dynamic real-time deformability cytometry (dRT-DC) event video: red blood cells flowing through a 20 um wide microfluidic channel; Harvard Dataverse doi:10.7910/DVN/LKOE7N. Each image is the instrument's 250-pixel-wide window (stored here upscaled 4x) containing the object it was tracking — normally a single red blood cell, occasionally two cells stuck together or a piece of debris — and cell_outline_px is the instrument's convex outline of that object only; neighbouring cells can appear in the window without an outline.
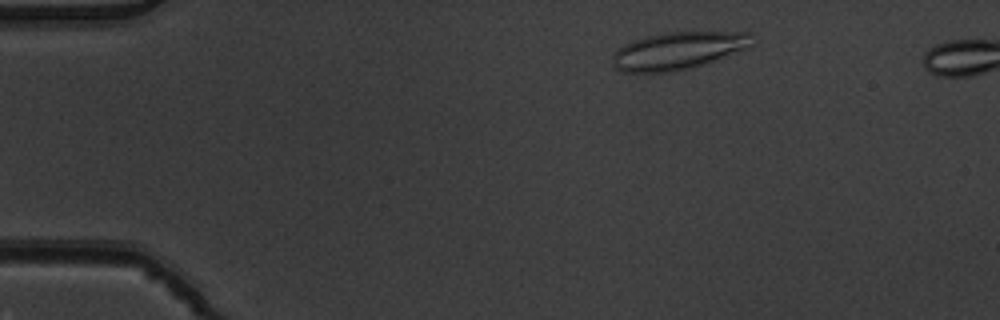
{"species": "common noctule bat (a hibernating species)", "species_latin": "Nyctalus noctula", "temperature_condition": "warm", "stored_images_in_passage": 5, "camera_frame_rate_fps": 3000, "um_per_image_px": 0.085, "animal": {"sex": "male", "body_mass_g": 19.5, "forearm_length_mm": 54.6}, "frame": {"image": 1, "passage_image": 2, "time_ms": 0.333, "image_size_px": [1000, 320], "cell_outline_px": [[752, 44], [744, 48], [692, 68], [672, 72], [620, 72], [616, 68], [612, 60], [612, 56], [624, 44], [632, 40], [648, 36], [668, 32], [752, 32]], "centroid_in_image_um": [57.59, 4.31], "position_along_channel_um": 27.4, "area_um2": 30.0}}